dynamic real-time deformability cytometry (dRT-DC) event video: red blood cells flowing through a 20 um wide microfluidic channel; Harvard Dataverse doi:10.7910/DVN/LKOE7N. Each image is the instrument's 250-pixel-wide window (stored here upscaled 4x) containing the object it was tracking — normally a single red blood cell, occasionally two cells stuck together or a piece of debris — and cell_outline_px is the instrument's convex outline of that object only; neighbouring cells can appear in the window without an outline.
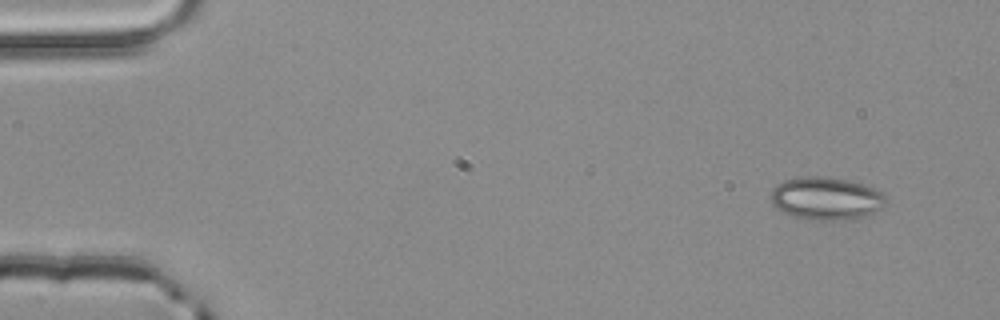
{"species": "common noctule bat (a hibernating species)", "species_latin": "Nyctalus noctula", "temperature_condition": "room temperature", "stored_images_in_passage": 4, "camera_frame_rate_fps": 3000, "um_per_image_px": 0.085, "animal": {"sex": "male", "body_mass_g": 20.4}, "frame": {"image": 1, "passage_image": 1, "time_ms": 0.0, "image_size_px": [1000, 320], "cell_outline_px": [[888, 200], [880, 208], [868, 216], [856, 220], [804, 220], [792, 216], [776, 208], [772, 204], [772, 188], [784, 180], [800, 176], [828, 176], [848, 180], [864, 184], [880, 192]], "centroid_in_image_um": [70.22, 16.88], "position_along_channel_um": 14.8, "area_um2": 29.13}}